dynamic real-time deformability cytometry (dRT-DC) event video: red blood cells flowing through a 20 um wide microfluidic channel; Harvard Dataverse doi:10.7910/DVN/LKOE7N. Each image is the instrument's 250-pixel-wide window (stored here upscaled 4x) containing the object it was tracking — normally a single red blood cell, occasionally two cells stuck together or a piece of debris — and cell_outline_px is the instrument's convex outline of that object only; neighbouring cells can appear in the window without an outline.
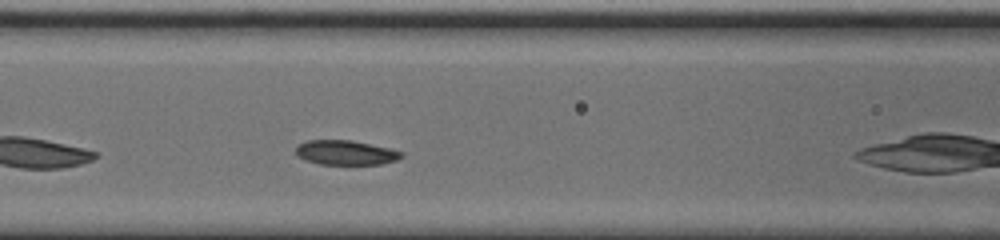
{"species": "common noctule bat (a hibernating species)", "species_latin": "Nyctalus noctula", "temperature_condition": "cold", "stored_images_in_passage": 34, "camera_frame_rate_fps": 3000, "um_per_image_px": 0.085, "animal": {"sex": "male", "body_mass_g": 20.0, "forearm_length_mm": 53.3}, "frame": {"image": 1, "passage_image": 10, "time_ms": 3.0, "image_size_px": [1000, 240], "cell_outline_px": [[404, 156], [396, 160], [380, 164], [320, 164], [304, 160], [296, 156], [296, 148], [300, 144], [308, 140], [352, 140], [388, 148], [404, 152]], "centroid_in_image_um": [29.38, 12.97], "position_along_channel_um": 137.2, "area_um2": 15.09}, "authors_computed_cell_mechanics": {"area_um2": 16.0395, "velocity_mm_per_s": 3.7004, "shape_relaxation_time_tau1_ms": null, "shape_relaxation_time_tau2_ms": 5.5545, "deformation_change_tau1": null, "deformation_change_tau2": 0.0994}}